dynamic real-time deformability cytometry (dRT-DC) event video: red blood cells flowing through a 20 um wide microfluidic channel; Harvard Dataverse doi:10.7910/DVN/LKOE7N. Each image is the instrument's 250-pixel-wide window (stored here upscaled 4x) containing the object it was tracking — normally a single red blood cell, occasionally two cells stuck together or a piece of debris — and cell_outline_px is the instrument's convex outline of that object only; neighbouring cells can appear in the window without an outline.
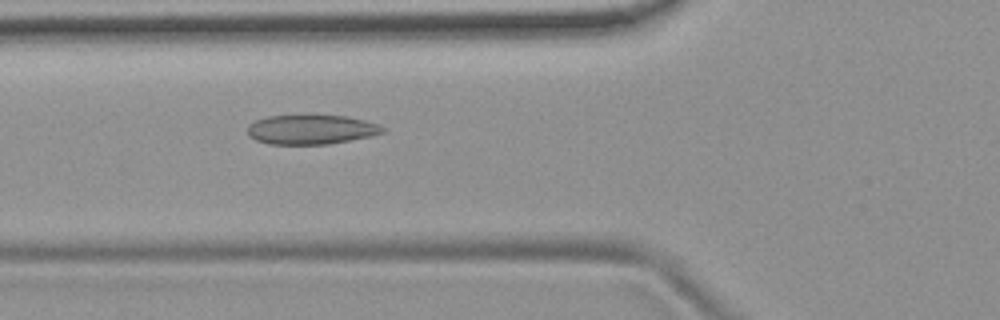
{"species": "common noctule bat (a hibernating species)", "species_latin": "Nyctalus noctula", "temperature_condition": "room temperature", "stored_images_in_passage": 8, "camera_frame_rate_fps": 3000, "um_per_image_px": 0.085, "animal": {"sex": "female", "body_mass_g": 19.9}, "frame": {"image": 1, "passage_image": 7, "time_ms": 7.0, "image_size_px": [1000, 320], "cell_outline_px": [[388, 128], [384, 132], [372, 136], [328, 144], [268, 144], [256, 140], [248, 136], [248, 124], [256, 120], [268, 116], [348, 116], [364, 120]], "centroid_in_image_um": [26.46, 11.02], "position_along_channel_um": 99.3, "area_um2": 23.12}}